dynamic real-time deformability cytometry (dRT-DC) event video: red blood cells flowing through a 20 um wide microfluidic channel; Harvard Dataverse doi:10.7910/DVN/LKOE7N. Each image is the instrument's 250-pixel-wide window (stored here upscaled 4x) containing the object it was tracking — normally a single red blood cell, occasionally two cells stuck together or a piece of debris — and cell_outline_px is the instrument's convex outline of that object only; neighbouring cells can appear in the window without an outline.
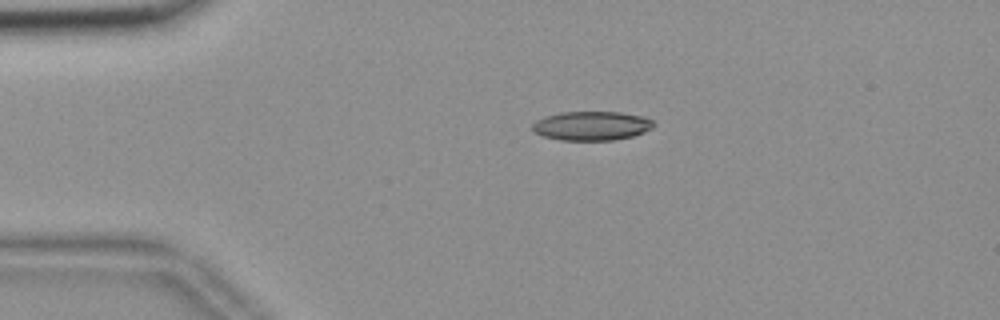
{"species": "common noctule bat (a hibernating species)", "species_latin": "Nyctalus noctula", "temperature_condition": "room temperature", "stored_images_in_passage": 46, "camera_frame_rate_fps": 3000, "um_per_image_px": 0.085, "animal": {"sex": "female", "body_mass_g": 18.4}, "frame": {"image": 1, "passage_image": 3, "time_ms": 0.667, "image_size_px": [1000, 320], "cell_outline_px": [[656, 124], [652, 128], [644, 132], [632, 136], [612, 140], [560, 140], [544, 136], [536, 132], [532, 128], [532, 124], [536, 120], [544, 116], [560, 112], [620, 112], [644, 116], [652, 120]], "centroid_in_image_um": [50.3, 10.68], "position_along_channel_um": 34.7, "area_um2": 20.58}}
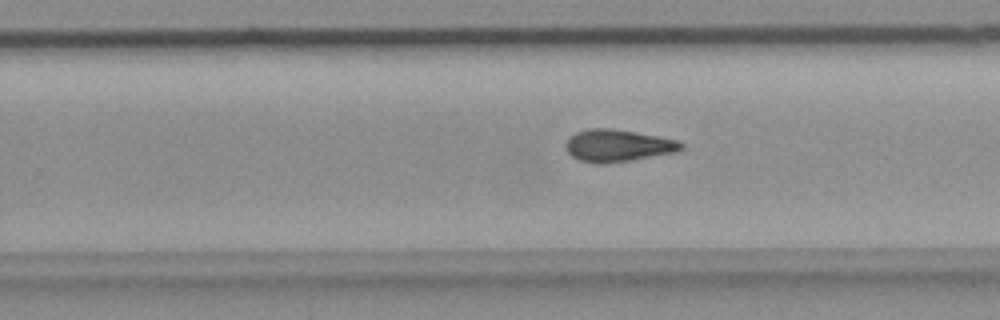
{"frame": {"image": 2, "passage_image": 26, "time_ms": 8.333, "image_size_px": [1000, 320], "cell_outline_px": [[684, 148], [676, 152], [628, 160], [580, 160], [572, 156], [564, 148], [564, 144], [568, 136], [576, 132], [588, 128], [612, 128], [636, 132], [676, 140], [684, 144]], "centroid_in_image_um": [52.5, 12.31], "position_along_channel_um": 277.3, "area_um2": 20.87}}
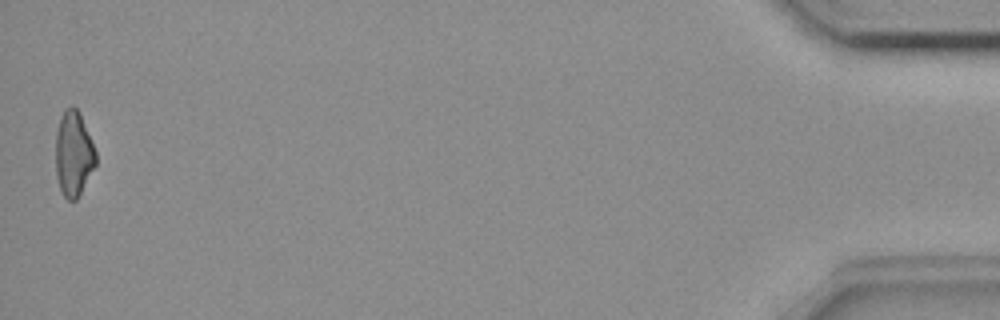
{"frame": {"image": 3, "passage_image": 46, "time_ms": 15.0, "image_size_px": [1000, 320], "cell_outline_px": [[96, 164], [76, 200], [68, 200], [64, 196], [60, 188], [56, 176], [56, 132], [60, 116], [64, 108], [72, 104], [80, 112], [96, 152]], "centroid_in_image_um": [6.24, 13.02], "position_along_channel_um": 429.0, "area_um2": 19.94}, "authors_computed_cell_mechanics": {"area_um2": 20.9525, "velocity_mm_per_s": 3.6835, "shape_relaxation_time_tau1_ms": 10.2989, "shape_relaxation_time_tau2_ms": 3.5152, "deformation_change_tau1": 0.2096, "deformation_change_tau2": 0.1096}}